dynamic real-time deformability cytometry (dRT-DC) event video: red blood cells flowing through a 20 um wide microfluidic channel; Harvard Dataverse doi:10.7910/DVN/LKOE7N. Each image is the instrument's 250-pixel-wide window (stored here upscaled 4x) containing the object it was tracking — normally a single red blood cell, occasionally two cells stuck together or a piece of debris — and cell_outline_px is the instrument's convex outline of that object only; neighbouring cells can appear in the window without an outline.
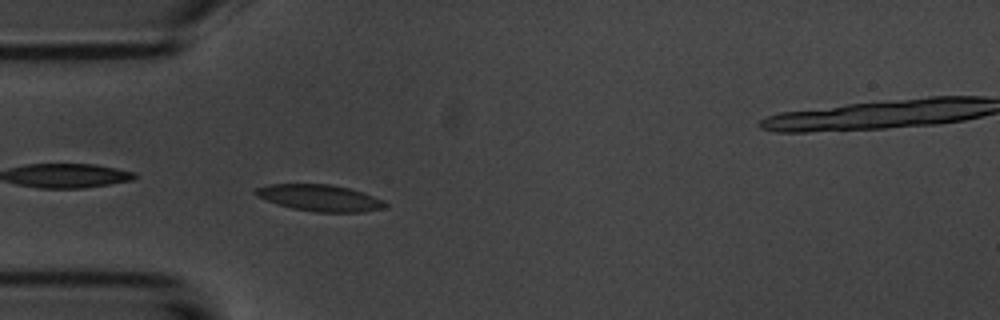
{"species": "common noctule bat (a hibernating species)", "species_latin": "Nyctalus noctula", "temperature_condition": "room temperature", "stored_images_in_passage": 6, "camera_frame_rate_fps": 3000, "um_per_image_px": 0.085, "animal": {"sex": "male", "body_mass_g": 20.1, "forearm_length_mm": 53.5}, "frame": {"image": 1, "passage_image": 5, "time_ms": 4.667, "image_size_px": [1000, 320], "cell_outline_px": [[388, 204], [384, 208], [364, 212], [316, 212], [292, 208], [256, 196], [252, 192], [256, 188], [268, 184], [332, 184], [364, 192], [384, 200]], "centroid_in_image_um": [27.21, 16.81], "position_along_channel_um": 57.8, "area_um2": 20.06}}